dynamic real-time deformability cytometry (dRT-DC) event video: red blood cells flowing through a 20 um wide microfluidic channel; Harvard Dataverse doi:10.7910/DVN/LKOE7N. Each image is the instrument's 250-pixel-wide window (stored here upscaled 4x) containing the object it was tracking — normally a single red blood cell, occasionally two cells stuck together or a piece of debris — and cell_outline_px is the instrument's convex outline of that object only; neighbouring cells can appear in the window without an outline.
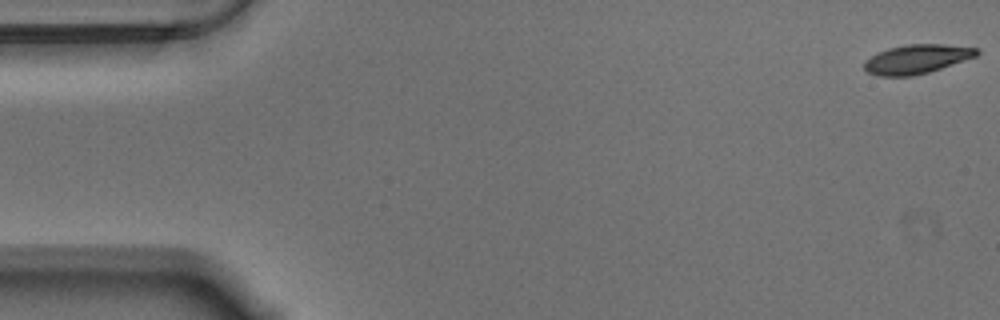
{"species": "Egyptian fruit bat (a non-hibernating species)", "species_latin": "Rousettus aegyptiacus", "temperature_condition": "warm", "stored_images_in_passage": 57, "camera_frame_rate_fps": 3000, "um_per_image_px": 0.085, "animal": {"sex": "male"}, "frame": {"image": 1, "passage_image": 1, "time_ms": 0.0, "image_size_px": [1000, 320], "cell_outline_px": [[980, 52], [976, 56], [928, 72], [912, 76], [876, 76], [868, 72], [864, 68], [864, 60], [888, 48], [908, 44], [944, 44], [980, 48]], "centroid_in_image_um": [77.92, 5.02], "position_along_channel_um": 7.1, "area_um2": 18.96}}
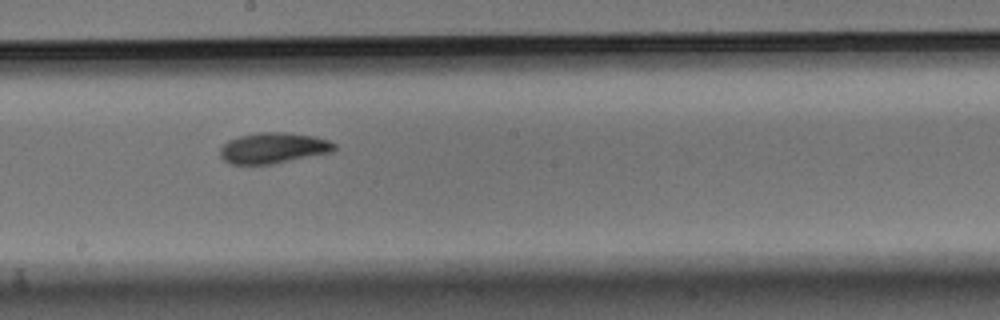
{"frame": {"image": 2, "passage_image": 31, "time_ms": 10.0, "image_size_px": [1000, 320], "cell_outline_px": [[336, 148], [332, 152], [272, 164], [232, 164], [224, 160], [220, 156], [220, 148], [228, 140], [240, 136], [256, 132], [284, 132], [316, 136], [328, 140], [336, 144]], "centroid_in_image_um": [23.24, 12.57], "position_along_channel_um": 225.0, "area_um2": 20.52}}
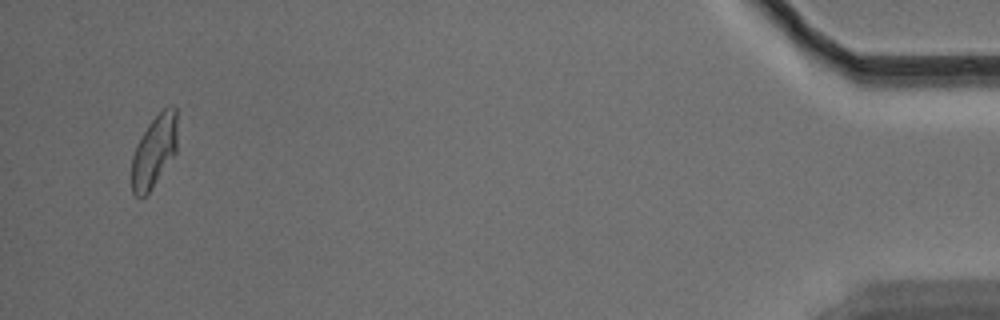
{"frame": {"image": 3, "passage_image": 55, "time_ms": 18.0, "image_size_px": [1000, 320], "cell_outline_px": [[176, 152], [152, 188], [144, 196], [136, 196], [132, 192], [132, 156], [136, 144], [148, 124], [164, 108], [172, 104], [176, 108]], "centroid_in_image_um": [13.1, 12.84], "position_along_channel_um": 422.1, "area_um2": 18.96}, "authors_computed_cell_mechanics": {"area_um2": 19.7676, "velocity_mm_per_s": 3.5218, "shape_relaxation_time_tau1_ms": 4.2655, "shape_relaxation_time_tau2_ms": 4.804, "deformation_change_tau1": 0.1618, "deformation_change_tau2": 0.0949}}